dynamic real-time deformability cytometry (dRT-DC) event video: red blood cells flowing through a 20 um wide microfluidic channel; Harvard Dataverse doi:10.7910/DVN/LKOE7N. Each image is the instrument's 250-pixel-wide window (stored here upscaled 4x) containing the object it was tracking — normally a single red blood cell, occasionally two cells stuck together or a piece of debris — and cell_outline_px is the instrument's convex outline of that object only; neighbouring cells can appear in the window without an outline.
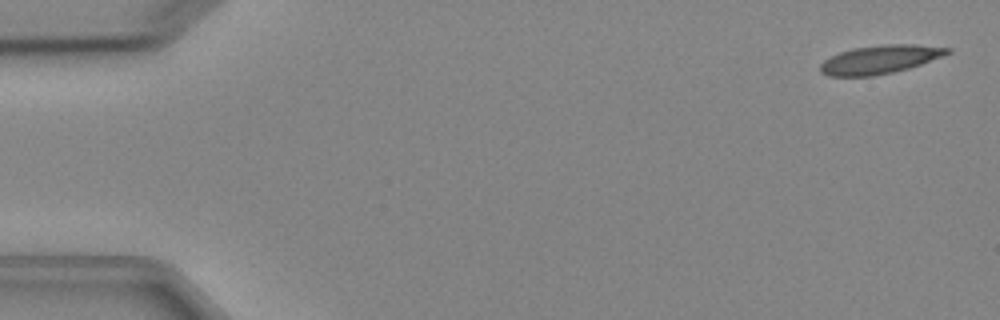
{"species": "Egyptian fruit bat (a non-hibernating species)", "species_latin": "Rousettus aegyptiacus", "temperature_condition": "cold", "stored_images_in_passage": 6, "camera_frame_rate_fps": 3000, "um_per_image_px": 0.085, "animal": {"sex": "female"}, "frame": {"image": 1, "passage_image": 1, "time_ms": 0.0, "image_size_px": [1000, 320], "cell_outline_px": [[952, 52], [920, 64], [908, 68], [892, 72], [872, 76], [828, 76], [820, 72], [820, 64], [824, 60], [840, 52], [852, 48], [884, 44], [912, 44], [952, 48]], "centroid_in_image_um": [74.77, 5.05], "position_along_channel_um": 10.2, "area_um2": 20.92}}